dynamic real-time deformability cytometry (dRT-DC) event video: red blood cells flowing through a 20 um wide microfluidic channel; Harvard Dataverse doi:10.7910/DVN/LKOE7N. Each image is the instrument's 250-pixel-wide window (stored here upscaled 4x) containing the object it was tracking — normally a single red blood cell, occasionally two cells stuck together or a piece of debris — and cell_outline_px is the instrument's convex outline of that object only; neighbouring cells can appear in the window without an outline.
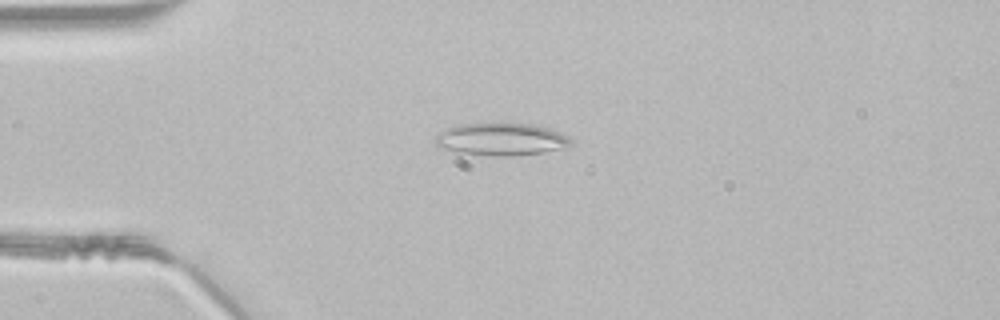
{"species": "common noctule bat (a hibernating species)", "species_latin": "Nyctalus noctula", "temperature_condition": "room temperature", "stored_images_in_passage": 35, "camera_frame_rate_fps": 3000, "um_per_image_px": 0.085, "animal": {"sex": "male", "body_mass_g": 21.5, "forearm_length_mm": 52.0}, "frame": {"image": 1, "passage_image": 5, "time_ms": 1.333, "image_size_px": [1000, 320], "cell_outline_px": [[572, 144], [560, 148], [544, 152], [516, 156], [496, 156], [456, 152], [440, 148], [436, 144], [436, 136], [440, 132], [448, 128], [460, 124], [532, 124], [548, 128], [568, 136], [572, 140]], "centroid_in_image_um": [42.6, 11.85], "position_along_channel_um": 42.4, "area_um2": 25.32}}
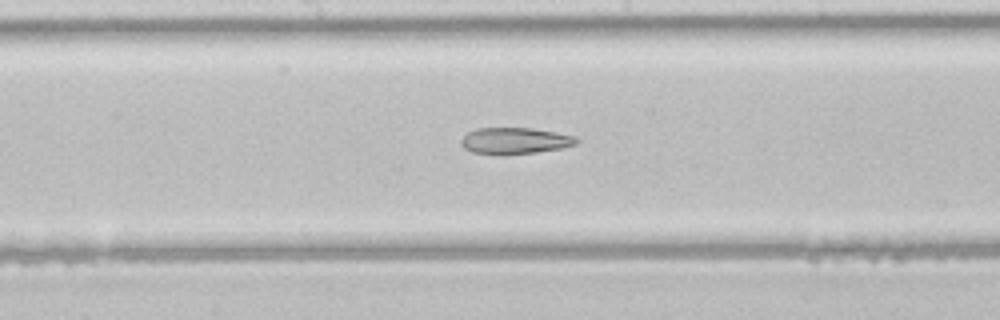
{"frame": {"image": 2, "passage_image": 18, "time_ms": 5.667, "image_size_px": [1000, 320], "cell_outline_px": [[580, 140], [576, 144], [560, 148], [536, 152], [500, 156], [496, 156], [472, 152], [464, 148], [460, 144], [460, 140], [468, 132], [476, 128], [532, 128], [556, 132], [576, 136]], "centroid_in_image_um": [43.74, 11.98], "position_along_channel_um": 204.5, "area_um2": 18.09}}
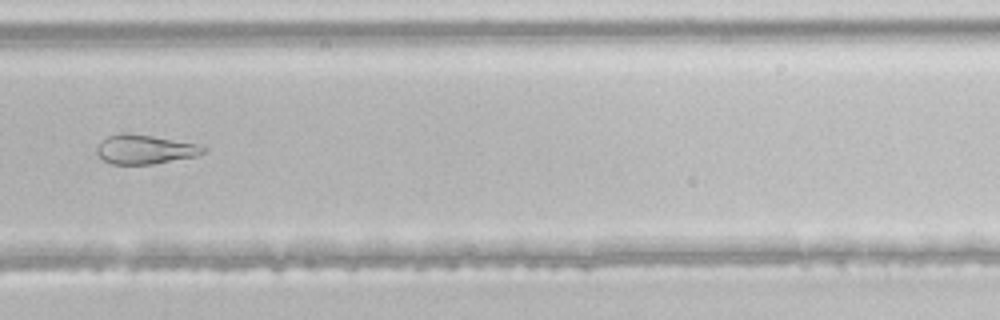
{"frame": {"image": 3, "passage_image": 26, "time_ms": 8.333, "image_size_px": [1000, 320], "cell_outline_px": [[208, 152], [196, 156], [152, 164], [112, 164], [104, 160], [96, 152], [96, 148], [108, 136], [120, 132], [124, 132], [152, 136], [196, 144], [208, 148]], "centroid_in_image_um": [12.34, 12.7], "position_along_channel_um": 317.5, "area_um2": 17.98}}